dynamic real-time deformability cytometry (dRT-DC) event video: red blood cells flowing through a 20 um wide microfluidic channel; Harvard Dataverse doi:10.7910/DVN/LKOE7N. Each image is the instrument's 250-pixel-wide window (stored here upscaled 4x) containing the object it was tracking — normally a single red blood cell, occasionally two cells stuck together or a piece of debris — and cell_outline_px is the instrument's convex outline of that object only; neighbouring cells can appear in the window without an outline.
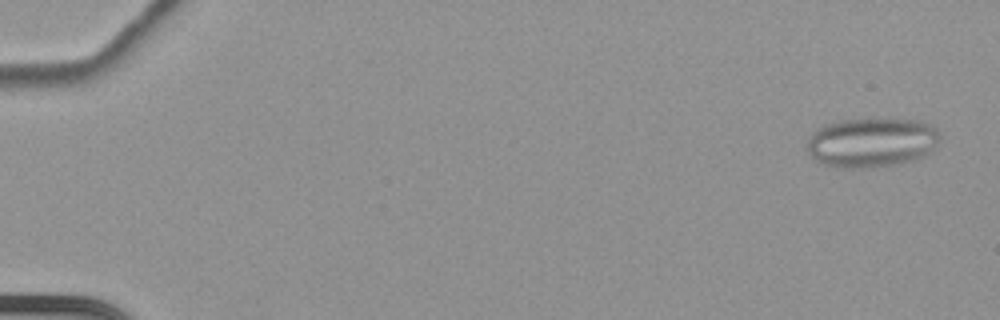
{"species": "common noctule bat (a hibernating species)", "species_latin": "Nyctalus noctula", "temperature_condition": "cold", "stored_images_in_passage": 63, "camera_frame_rate_fps": 3000, "um_per_image_px": 0.085, "animal": {"sex": "female", "body_mass_g": 22.7, "forearm_length_mm": 54.2}, "frame": {"image": 1, "passage_image": 3, "time_ms": 0.667, "image_size_px": [1000, 320], "cell_outline_px": [[940, 136], [936, 148], [924, 156], [900, 164], [864, 168], [852, 168], [824, 164], [816, 160], [804, 148], [808, 136], [816, 128], [824, 124], [840, 120], [872, 116], [916, 120], [928, 124], [936, 128], [940, 132]], "centroid_in_image_um": [74.08, 12.06], "position_along_channel_um": 10.9, "area_um2": 39.54}}
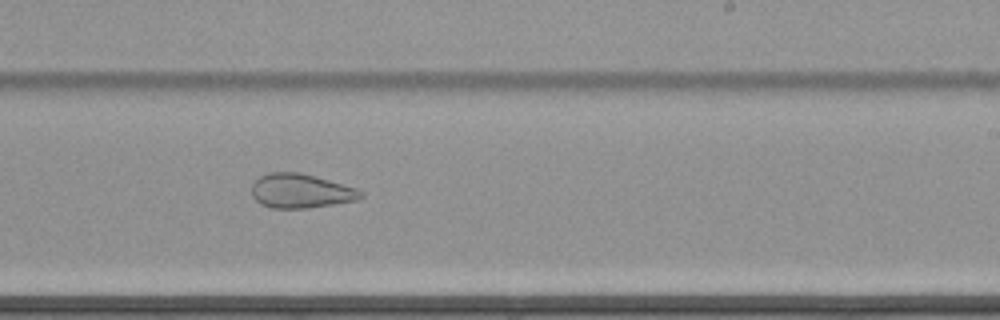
{"frame": {"image": 2, "passage_image": 41, "time_ms": 13.333, "image_size_px": [1000, 320], "cell_outline_px": [[364, 196], [356, 200], [308, 208], [272, 208], [260, 204], [252, 196], [252, 184], [260, 176], [268, 172], [300, 172], [356, 188], [364, 192]], "centroid_in_image_um": [25.54, 16.23], "position_along_channel_um": 263.5, "area_um2": 21.68}}
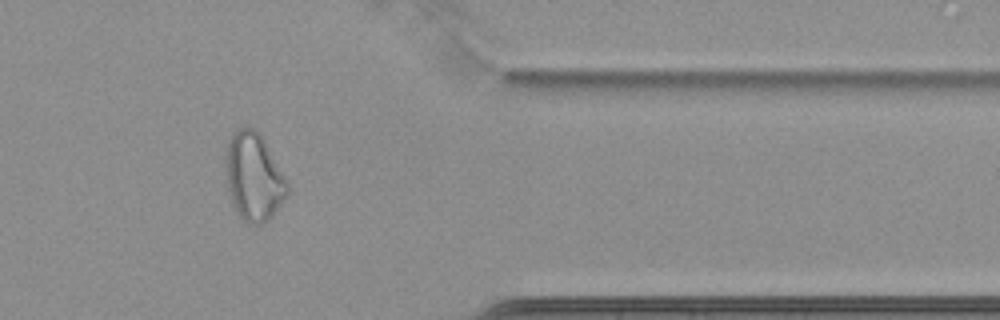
{"frame": {"image": 3, "passage_image": 53, "time_ms": 17.333, "image_size_px": [1000, 320], "cell_outline_px": [[288, 192], [284, 200], [272, 216], [268, 220], [260, 224], [248, 224], [236, 212], [232, 204], [228, 188], [224, 168], [224, 156], [228, 140], [240, 128], [252, 128], [260, 132], [288, 180]], "centroid_in_image_um": [21.56, 15.03], "position_along_channel_um": 389.8, "area_um2": 31.91}}